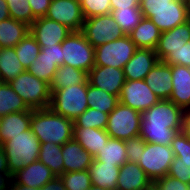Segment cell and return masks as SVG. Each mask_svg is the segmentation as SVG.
<instances>
[{
  "label": "cell",
  "mask_w": 190,
  "mask_h": 190,
  "mask_svg": "<svg viewBox=\"0 0 190 190\" xmlns=\"http://www.w3.org/2000/svg\"><path fill=\"white\" fill-rule=\"evenodd\" d=\"M74 121L63 117L50 108L31 111V130L40 143L52 142L63 145L73 139Z\"/></svg>",
  "instance_id": "3957f363"
},
{
  "label": "cell",
  "mask_w": 190,
  "mask_h": 190,
  "mask_svg": "<svg viewBox=\"0 0 190 190\" xmlns=\"http://www.w3.org/2000/svg\"><path fill=\"white\" fill-rule=\"evenodd\" d=\"M88 170L93 186L116 190L120 171L119 165L93 160Z\"/></svg>",
  "instance_id": "d4e9b609"
},
{
  "label": "cell",
  "mask_w": 190,
  "mask_h": 190,
  "mask_svg": "<svg viewBox=\"0 0 190 190\" xmlns=\"http://www.w3.org/2000/svg\"><path fill=\"white\" fill-rule=\"evenodd\" d=\"M143 16L150 19L162 32L173 29L188 20L184 0H171L167 7L148 8Z\"/></svg>",
  "instance_id": "7c38bea8"
},
{
  "label": "cell",
  "mask_w": 190,
  "mask_h": 190,
  "mask_svg": "<svg viewBox=\"0 0 190 190\" xmlns=\"http://www.w3.org/2000/svg\"><path fill=\"white\" fill-rule=\"evenodd\" d=\"M152 186V181L137 163L127 161L120 166L116 190H150Z\"/></svg>",
  "instance_id": "d6986e66"
},
{
  "label": "cell",
  "mask_w": 190,
  "mask_h": 190,
  "mask_svg": "<svg viewBox=\"0 0 190 190\" xmlns=\"http://www.w3.org/2000/svg\"><path fill=\"white\" fill-rule=\"evenodd\" d=\"M146 142L140 136L129 138L125 141L127 160L137 163L143 153Z\"/></svg>",
  "instance_id": "f6af8a7d"
},
{
  "label": "cell",
  "mask_w": 190,
  "mask_h": 190,
  "mask_svg": "<svg viewBox=\"0 0 190 190\" xmlns=\"http://www.w3.org/2000/svg\"><path fill=\"white\" fill-rule=\"evenodd\" d=\"M188 22H189V24H190V14H188V20H187Z\"/></svg>",
  "instance_id": "9f6ffc18"
},
{
  "label": "cell",
  "mask_w": 190,
  "mask_h": 190,
  "mask_svg": "<svg viewBox=\"0 0 190 190\" xmlns=\"http://www.w3.org/2000/svg\"><path fill=\"white\" fill-rule=\"evenodd\" d=\"M160 99L144 80H125L119 102L141 113L148 110Z\"/></svg>",
  "instance_id": "8fae6325"
},
{
  "label": "cell",
  "mask_w": 190,
  "mask_h": 190,
  "mask_svg": "<svg viewBox=\"0 0 190 190\" xmlns=\"http://www.w3.org/2000/svg\"><path fill=\"white\" fill-rule=\"evenodd\" d=\"M58 66L49 58H36L27 69L33 76L50 84Z\"/></svg>",
  "instance_id": "f35d334b"
},
{
  "label": "cell",
  "mask_w": 190,
  "mask_h": 190,
  "mask_svg": "<svg viewBox=\"0 0 190 190\" xmlns=\"http://www.w3.org/2000/svg\"><path fill=\"white\" fill-rule=\"evenodd\" d=\"M88 80V73L81 69L62 65L57 68L49 84L50 92L66 88L71 85L83 84Z\"/></svg>",
  "instance_id": "83f0119b"
},
{
  "label": "cell",
  "mask_w": 190,
  "mask_h": 190,
  "mask_svg": "<svg viewBox=\"0 0 190 190\" xmlns=\"http://www.w3.org/2000/svg\"><path fill=\"white\" fill-rule=\"evenodd\" d=\"M59 177L66 190H88L92 186L89 170L65 172Z\"/></svg>",
  "instance_id": "8d00e7d4"
},
{
  "label": "cell",
  "mask_w": 190,
  "mask_h": 190,
  "mask_svg": "<svg viewBox=\"0 0 190 190\" xmlns=\"http://www.w3.org/2000/svg\"><path fill=\"white\" fill-rule=\"evenodd\" d=\"M155 190H190V185L168 175L153 182Z\"/></svg>",
  "instance_id": "bcb514c9"
},
{
  "label": "cell",
  "mask_w": 190,
  "mask_h": 190,
  "mask_svg": "<svg viewBox=\"0 0 190 190\" xmlns=\"http://www.w3.org/2000/svg\"><path fill=\"white\" fill-rule=\"evenodd\" d=\"M190 40V24L185 22L173 29L163 31L155 49L159 61H162L170 52L181 48Z\"/></svg>",
  "instance_id": "44dd1931"
},
{
  "label": "cell",
  "mask_w": 190,
  "mask_h": 190,
  "mask_svg": "<svg viewBox=\"0 0 190 190\" xmlns=\"http://www.w3.org/2000/svg\"><path fill=\"white\" fill-rule=\"evenodd\" d=\"M81 32L94 48L125 35L111 14L85 19Z\"/></svg>",
  "instance_id": "30bf717a"
},
{
  "label": "cell",
  "mask_w": 190,
  "mask_h": 190,
  "mask_svg": "<svg viewBox=\"0 0 190 190\" xmlns=\"http://www.w3.org/2000/svg\"><path fill=\"white\" fill-rule=\"evenodd\" d=\"M31 126V111L13 112L0 117V146Z\"/></svg>",
  "instance_id": "cb8c5ba5"
},
{
  "label": "cell",
  "mask_w": 190,
  "mask_h": 190,
  "mask_svg": "<svg viewBox=\"0 0 190 190\" xmlns=\"http://www.w3.org/2000/svg\"><path fill=\"white\" fill-rule=\"evenodd\" d=\"M162 31L148 18H143L139 25L128 35L137 48L155 50Z\"/></svg>",
  "instance_id": "484cf974"
},
{
  "label": "cell",
  "mask_w": 190,
  "mask_h": 190,
  "mask_svg": "<svg viewBox=\"0 0 190 190\" xmlns=\"http://www.w3.org/2000/svg\"><path fill=\"white\" fill-rule=\"evenodd\" d=\"M15 53L25 70H27L41 51L40 45L30 32L14 47Z\"/></svg>",
  "instance_id": "e575fe53"
},
{
  "label": "cell",
  "mask_w": 190,
  "mask_h": 190,
  "mask_svg": "<svg viewBox=\"0 0 190 190\" xmlns=\"http://www.w3.org/2000/svg\"><path fill=\"white\" fill-rule=\"evenodd\" d=\"M30 26L13 18L0 22V44L3 48L15 47L28 33Z\"/></svg>",
  "instance_id": "4316f807"
},
{
  "label": "cell",
  "mask_w": 190,
  "mask_h": 190,
  "mask_svg": "<svg viewBox=\"0 0 190 190\" xmlns=\"http://www.w3.org/2000/svg\"><path fill=\"white\" fill-rule=\"evenodd\" d=\"M174 157L171 146L146 142L137 164L153 183L168 174Z\"/></svg>",
  "instance_id": "ba28073f"
},
{
  "label": "cell",
  "mask_w": 190,
  "mask_h": 190,
  "mask_svg": "<svg viewBox=\"0 0 190 190\" xmlns=\"http://www.w3.org/2000/svg\"><path fill=\"white\" fill-rule=\"evenodd\" d=\"M171 149L175 157L190 159V138L182 131L178 132L171 142Z\"/></svg>",
  "instance_id": "ee69618b"
},
{
  "label": "cell",
  "mask_w": 190,
  "mask_h": 190,
  "mask_svg": "<svg viewBox=\"0 0 190 190\" xmlns=\"http://www.w3.org/2000/svg\"><path fill=\"white\" fill-rule=\"evenodd\" d=\"M41 143L31 128L0 146V180L38 160Z\"/></svg>",
  "instance_id": "7a4b0ae2"
},
{
  "label": "cell",
  "mask_w": 190,
  "mask_h": 190,
  "mask_svg": "<svg viewBox=\"0 0 190 190\" xmlns=\"http://www.w3.org/2000/svg\"><path fill=\"white\" fill-rule=\"evenodd\" d=\"M85 19L110 14L112 7L110 0H80Z\"/></svg>",
  "instance_id": "ab89813d"
},
{
  "label": "cell",
  "mask_w": 190,
  "mask_h": 190,
  "mask_svg": "<svg viewBox=\"0 0 190 190\" xmlns=\"http://www.w3.org/2000/svg\"><path fill=\"white\" fill-rule=\"evenodd\" d=\"M71 32L67 26L47 17H39L30 25V34L40 47L61 44Z\"/></svg>",
  "instance_id": "5bb4252c"
},
{
  "label": "cell",
  "mask_w": 190,
  "mask_h": 190,
  "mask_svg": "<svg viewBox=\"0 0 190 190\" xmlns=\"http://www.w3.org/2000/svg\"><path fill=\"white\" fill-rule=\"evenodd\" d=\"M10 18L6 0H0V22Z\"/></svg>",
  "instance_id": "f5cc1de1"
},
{
  "label": "cell",
  "mask_w": 190,
  "mask_h": 190,
  "mask_svg": "<svg viewBox=\"0 0 190 190\" xmlns=\"http://www.w3.org/2000/svg\"><path fill=\"white\" fill-rule=\"evenodd\" d=\"M162 61L169 65L190 67V40L178 50L170 52Z\"/></svg>",
  "instance_id": "7bdbcfd3"
},
{
  "label": "cell",
  "mask_w": 190,
  "mask_h": 190,
  "mask_svg": "<svg viewBox=\"0 0 190 190\" xmlns=\"http://www.w3.org/2000/svg\"><path fill=\"white\" fill-rule=\"evenodd\" d=\"M88 81L91 85L119 98L125 77L123 69L94 65L88 73Z\"/></svg>",
  "instance_id": "9a60e30c"
},
{
  "label": "cell",
  "mask_w": 190,
  "mask_h": 190,
  "mask_svg": "<svg viewBox=\"0 0 190 190\" xmlns=\"http://www.w3.org/2000/svg\"><path fill=\"white\" fill-rule=\"evenodd\" d=\"M158 61L155 50L137 48L123 67L125 80H144Z\"/></svg>",
  "instance_id": "e0dca14e"
},
{
  "label": "cell",
  "mask_w": 190,
  "mask_h": 190,
  "mask_svg": "<svg viewBox=\"0 0 190 190\" xmlns=\"http://www.w3.org/2000/svg\"><path fill=\"white\" fill-rule=\"evenodd\" d=\"M144 81L160 100H168L173 89L171 65L158 61Z\"/></svg>",
  "instance_id": "ac0fdd59"
},
{
  "label": "cell",
  "mask_w": 190,
  "mask_h": 190,
  "mask_svg": "<svg viewBox=\"0 0 190 190\" xmlns=\"http://www.w3.org/2000/svg\"><path fill=\"white\" fill-rule=\"evenodd\" d=\"M11 18L31 25L37 18L33 15L28 0H6Z\"/></svg>",
  "instance_id": "74e56055"
},
{
  "label": "cell",
  "mask_w": 190,
  "mask_h": 190,
  "mask_svg": "<svg viewBox=\"0 0 190 190\" xmlns=\"http://www.w3.org/2000/svg\"><path fill=\"white\" fill-rule=\"evenodd\" d=\"M62 145L52 142L41 143L38 160L46 165L55 176H61L64 173L62 158Z\"/></svg>",
  "instance_id": "4dcf8cb0"
},
{
  "label": "cell",
  "mask_w": 190,
  "mask_h": 190,
  "mask_svg": "<svg viewBox=\"0 0 190 190\" xmlns=\"http://www.w3.org/2000/svg\"><path fill=\"white\" fill-rule=\"evenodd\" d=\"M30 109H46L50 106L49 83L33 76L28 70L19 74L9 83Z\"/></svg>",
  "instance_id": "5b68a950"
},
{
  "label": "cell",
  "mask_w": 190,
  "mask_h": 190,
  "mask_svg": "<svg viewBox=\"0 0 190 190\" xmlns=\"http://www.w3.org/2000/svg\"><path fill=\"white\" fill-rule=\"evenodd\" d=\"M94 160L122 166L128 161L125 141L109 138L106 145H103L101 151L94 157Z\"/></svg>",
  "instance_id": "f546056e"
},
{
  "label": "cell",
  "mask_w": 190,
  "mask_h": 190,
  "mask_svg": "<svg viewBox=\"0 0 190 190\" xmlns=\"http://www.w3.org/2000/svg\"><path fill=\"white\" fill-rule=\"evenodd\" d=\"M63 65L89 73L95 64V48L81 31H72L61 43Z\"/></svg>",
  "instance_id": "8992f818"
},
{
  "label": "cell",
  "mask_w": 190,
  "mask_h": 190,
  "mask_svg": "<svg viewBox=\"0 0 190 190\" xmlns=\"http://www.w3.org/2000/svg\"><path fill=\"white\" fill-rule=\"evenodd\" d=\"M49 108L63 117L74 121L87 110V81L83 84L71 85L51 93Z\"/></svg>",
  "instance_id": "277c9868"
},
{
  "label": "cell",
  "mask_w": 190,
  "mask_h": 190,
  "mask_svg": "<svg viewBox=\"0 0 190 190\" xmlns=\"http://www.w3.org/2000/svg\"><path fill=\"white\" fill-rule=\"evenodd\" d=\"M184 110L168 100H159L142 113L139 136L148 143L171 146L182 130Z\"/></svg>",
  "instance_id": "6da1fadb"
},
{
  "label": "cell",
  "mask_w": 190,
  "mask_h": 190,
  "mask_svg": "<svg viewBox=\"0 0 190 190\" xmlns=\"http://www.w3.org/2000/svg\"><path fill=\"white\" fill-rule=\"evenodd\" d=\"M87 102L88 107L109 114L119 103V98L91 85L87 80Z\"/></svg>",
  "instance_id": "1f68e13d"
},
{
  "label": "cell",
  "mask_w": 190,
  "mask_h": 190,
  "mask_svg": "<svg viewBox=\"0 0 190 190\" xmlns=\"http://www.w3.org/2000/svg\"><path fill=\"white\" fill-rule=\"evenodd\" d=\"M55 174L39 160L14 173L10 179L17 185L40 189L55 178Z\"/></svg>",
  "instance_id": "2e32d148"
},
{
  "label": "cell",
  "mask_w": 190,
  "mask_h": 190,
  "mask_svg": "<svg viewBox=\"0 0 190 190\" xmlns=\"http://www.w3.org/2000/svg\"><path fill=\"white\" fill-rule=\"evenodd\" d=\"M112 9L140 7V0H110Z\"/></svg>",
  "instance_id": "f907efd6"
},
{
  "label": "cell",
  "mask_w": 190,
  "mask_h": 190,
  "mask_svg": "<svg viewBox=\"0 0 190 190\" xmlns=\"http://www.w3.org/2000/svg\"><path fill=\"white\" fill-rule=\"evenodd\" d=\"M45 17L67 26L72 31H81L85 21L80 0H51Z\"/></svg>",
  "instance_id": "4fadbf2b"
},
{
  "label": "cell",
  "mask_w": 190,
  "mask_h": 190,
  "mask_svg": "<svg viewBox=\"0 0 190 190\" xmlns=\"http://www.w3.org/2000/svg\"><path fill=\"white\" fill-rule=\"evenodd\" d=\"M32 13L36 18L45 17L49 10L51 0H28Z\"/></svg>",
  "instance_id": "c3c4849f"
},
{
  "label": "cell",
  "mask_w": 190,
  "mask_h": 190,
  "mask_svg": "<svg viewBox=\"0 0 190 190\" xmlns=\"http://www.w3.org/2000/svg\"><path fill=\"white\" fill-rule=\"evenodd\" d=\"M137 47L129 35L95 47V64L123 69L132 58Z\"/></svg>",
  "instance_id": "9c48e42d"
},
{
  "label": "cell",
  "mask_w": 190,
  "mask_h": 190,
  "mask_svg": "<svg viewBox=\"0 0 190 190\" xmlns=\"http://www.w3.org/2000/svg\"><path fill=\"white\" fill-rule=\"evenodd\" d=\"M142 113L120 102L109 113L106 132L110 138L126 141L139 136Z\"/></svg>",
  "instance_id": "52a82bcc"
},
{
  "label": "cell",
  "mask_w": 190,
  "mask_h": 190,
  "mask_svg": "<svg viewBox=\"0 0 190 190\" xmlns=\"http://www.w3.org/2000/svg\"><path fill=\"white\" fill-rule=\"evenodd\" d=\"M172 94L169 100L183 110L190 109V67L171 65Z\"/></svg>",
  "instance_id": "ffe728a7"
},
{
  "label": "cell",
  "mask_w": 190,
  "mask_h": 190,
  "mask_svg": "<svg viewBox=\"0 0 190 190\" xmlns=\"http://www.w3.org/2000/svg\"><path fill=\"white\" fill-rule=\"evenodd\" d=\"M171 0H140V9L144 13L148 8H162L170 5Z\"/></svg>",
  "instance_id": "681fc988"
},
{
  "label": "cell",
  "mask_w": 190,
  "mask_h": 190,
  "mask_svg": "<svg viewBox=\"0 0 190 190\" xmlns=\"http://www.w3.org/2000/svg\"><path fill=\"white\" fill-rule=\"evenodd\" d=\"M62 158L64 160V173L88 170L94 157L74 139L62 145Z\"/></svg>",
  "instance_id": "7402d4cb"
},
{
  "label": "cell",
  "mask_w": 190,
  "mask_h": 190,
  "mask_svg": "<svg viewBox=\"0 0 190 190\" xmlns=\"http://www.w3.org/2000/svg\"><path fill=\"white\" fill-rule=\"evenodd\" d=\"M24 71L25 69L15 53V48H2L0 51V79L2 83H9Z\"/></svg>",
  "instance_id": "f1b7e54d"
},
{
  "label": "cell",
  "mask_w": 190,
  "mask_h": 190,
  "mask_svg": "<svg viewBox=\"0 0 190 190\" xmlns=\"http://www.w3.org/2000/svg\"><path fill=\"white\" fill-rule=\"evenodd\" d=\"M37 58H49L53 60L58 67L62 66L64 58H62L61 44L41 47V51Z\"/></svg>",
  "instance_id": "7dc6e473"
},
{
  "label": "cell",
  "mask_w": 190,
  "mask_h": 190,
  "mask_svg": "<svg viewBox=\"0 0 190 190\" xmlns=\"http://www.w3.org/2000/svg\"><path fill=\"white\" fill-rule=\"evenodd\" d=\"M185 1V6L187 9V14H190V0H184Z\"/></svg>",
  "instance_id": "11a10c76"
},
{
  "label": "cell",
  "mask_w": 190,
  "mask_h": 190,
  "mask_svg": "<svg viewBox=\"0 0 190 190\" xmlns=\"http://www.w3.org/2000/svg\"><path fill=\"white\" fill-rule=\"evenodd\" d=\"M8 83L0 84V117L13 112L32 111Z\"/></svg>",
  "instance_id": "d6a6232c"
},
{
  "label": "cell",
  "mask_w": 190,
  "mask_h": 190,
  "mask_svg": "<svg viewBox=\"0 0 190 190\" xmlns=\"http://www.w3.org/2000/svg\"><path fill=\"white\" fill-rule=\"evenodd\" d=\"M110 14L125 35L135 29L144 18L140 7L112 9Z\"/></svg>",
  "instance_id": "836d02e7"
},
{
  "label": "cell",
  "mask_w": 190,
  "mask_h": 190,
  "mask_svg": "<svg viewBox=\"0 0 190 190\" xmlns=\"http://www.w3.org/2000/svg\"><path fill=\"white\" fill-rule=\"evenodd\" d=\"M109 138L110 136L105 129L84 128L73 125V139L93 157H96Z\"/></svg>",
  "instance_id": "603a6c76"
},
{
  "label": "cell",
  "mask_w": 190,
  "mask_h": 190,
  "mask_svg": "<svg viewBox=\"0 0 190 190\" xmlns=\"http://www.w3.org/2000/svg\"><path fill=\"white\" fill-rule=\"evenodd\" d=\"M167 175L190 185V159L174 157Z\"/></svg>",
  "instance_id": "60d3db41"
},
{
  "label": "cell",
  "mask_w": 190,
  "mask_h": 190,
  "mask_svg": "<svg viewBox=\"0 0 190 190\" xmlns=\"http://www.w3.org/2000/svg\"><path fill=\"white\" fill-rule=\"evenodd\" d=\"M9 184V185H8ZM0 190H66L62 179L57 176L40 189L15 184L10 178L0 180Z\"/></svg>",
  "instance_id": "b9f144b4"
},
{
  "label": "cell",
  "mask_w": 190,
  "mask_h": 190,
  "mask_svg": "<svg viewBox=\"0 0 190 190\" xmlns=\"http://www.w3.org/2000/svg\"><path fill=\"white\" fill-rule=\"evenodd\" d=\"M88 190H111L104 187H98V186H91Z\"/></svg>",
  "instance_id": "db71d44e"
},
{
  "label": "cell",
  "mask_w": 190,
  "mask_h": 190,
  "mask_svg": "<svg viewBox=\"0 0 190 190\" xmlns=\"http://www.w3.org/2000/svg\"><path fill=\"white\" fill-rule=\"evenodd\" d=\"M108 116V113L89 107L74 120V124L77 127L106 129Z\"/></svg>",
  "instance_id": "d590c367"
},
{
  "label": "cell",
  "mask_w": 190,
  "mask_h": 190,
  "mask_svg": "<svg viewBox=\"0 0 190 190\" xmlns=\"http://www.w3.org/2000/svg\"><path fill=\"white\" fill-rule=\"evenodd\" d=\"M181 131L190 138V109L184 110Z\"/></svg>",
  "instance_id": "816d5d0a"
}]
</instances>
